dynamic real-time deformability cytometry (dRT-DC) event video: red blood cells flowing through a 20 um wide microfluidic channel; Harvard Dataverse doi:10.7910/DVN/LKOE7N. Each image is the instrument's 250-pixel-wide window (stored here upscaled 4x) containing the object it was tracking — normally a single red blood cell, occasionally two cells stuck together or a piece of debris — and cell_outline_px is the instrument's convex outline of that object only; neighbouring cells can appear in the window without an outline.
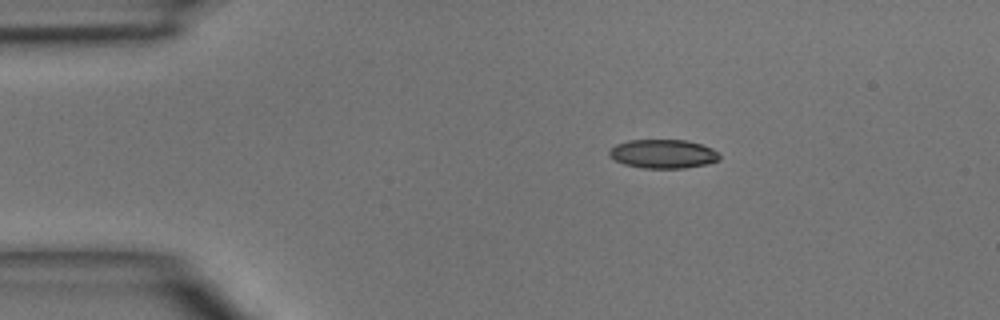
{"species": "common noctule bat (a hibernating species)", "species_latin": "Nyctalus noctula", "temperature_condition": "room temperature", "stored_images_in_passage": 3, "camera_frame_rate_fps": 3000, "um_per_image_px": 0.085, "animal": {"sex": "male", "body_mass_g": 15.6}, "frame": {"image": 1, "passage_image": 1, "time_ms": 0.0, "image_size_px": [1000, 320], "cell_outline_px": [[720, 160], [708, 164], [684, 168], [644, 168], [624, 164], [608, 156], [608, 152], [616, 144], [628, 140], [684, 140], [700, 144], [712, 148], [720, 156]], "centroid_in_image_um": [56.36, 13.08], "position_along_channel_um": 28.6, "area_um2": 18.5}}
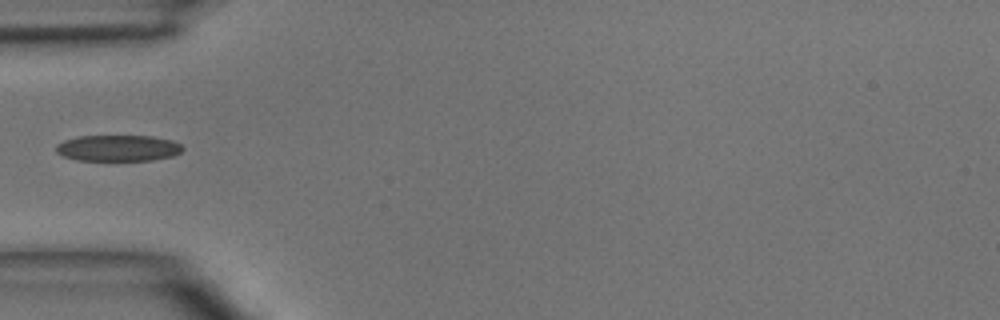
{"frame": {"image": 2, "passage_image": 3, "time_ms": 2.333, "image_size_px": [1000, 320], "cell_outline_px": [[184, 148], [180, 152], [172, 156], [152, 160], [76, 160], [64, 156], [56, 152], [56, 144], [64, 140], [76, 136], [152, 136], [172, 140], [180, 144]], "centroid_in_image_um": [10.02, 12.58], "position_along_channel_um": 75.0, "area_um2": 19.31}}